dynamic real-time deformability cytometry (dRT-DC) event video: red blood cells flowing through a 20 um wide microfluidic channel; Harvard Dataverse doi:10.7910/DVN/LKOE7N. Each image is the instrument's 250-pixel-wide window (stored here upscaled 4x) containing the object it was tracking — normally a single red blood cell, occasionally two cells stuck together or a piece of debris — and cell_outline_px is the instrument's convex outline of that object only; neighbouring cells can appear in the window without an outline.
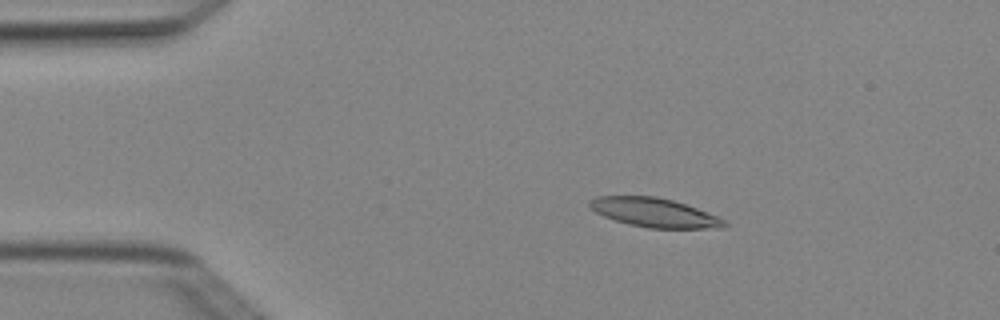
{"species": "Egyptian fruit bat (a non-hibernating species)", "species_latin": "Rousettus aegyptiacus", "temperature_condition": "cold", "stored_images_in_passage": 4, "camera_frame_rate_fps": 3000, "um_per_image_px": 0.085, "animal": {"sex": "female"}, "frame": {"image": 1, "passage_image": 2, "time_ms": 0.333, "image_size_px": [1000, 320], "cell_outline_px": [[728, 224], [724, 228], [648, 228], [628, 224], [604, 216], [588, 208], [588, 200], [596, 196], [656, 196], [672, 200], [696, 208], [716, 216], [724, 220]], "centroid_in_image_um": [55.57, 18.07], "position_along_channel_um": 29.4, "area_um2": 22.72}}
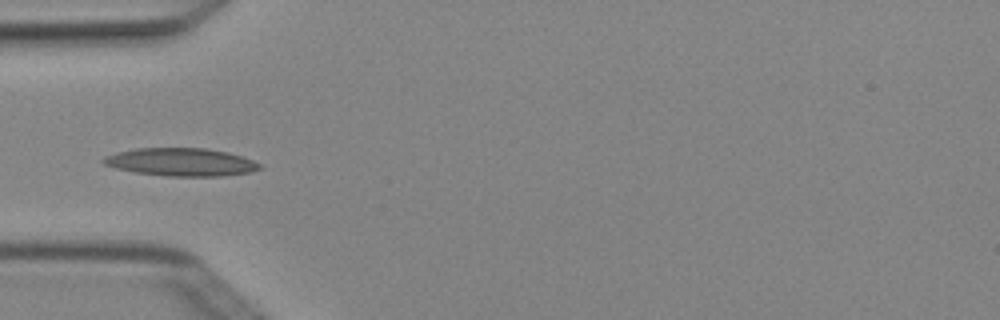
{"frame": {"image": 2, "passage_image": 4, "time_ms": 1.0, "image_size_px": [1000, 320], "cell_outline_px": [[264, 168], [248, 172], [224, 176], [168, 176], [136, 172], [116, 168], [104, 164], [100, 160], [104, 156], [116, 152], [136, 148], [204, 148], [228, 152], [252, 160], [260, 164]], "centroid_in_image_um": [15.37, 13.77], "position_along_channel_um": 69.6, "area_um2": 25.37}}